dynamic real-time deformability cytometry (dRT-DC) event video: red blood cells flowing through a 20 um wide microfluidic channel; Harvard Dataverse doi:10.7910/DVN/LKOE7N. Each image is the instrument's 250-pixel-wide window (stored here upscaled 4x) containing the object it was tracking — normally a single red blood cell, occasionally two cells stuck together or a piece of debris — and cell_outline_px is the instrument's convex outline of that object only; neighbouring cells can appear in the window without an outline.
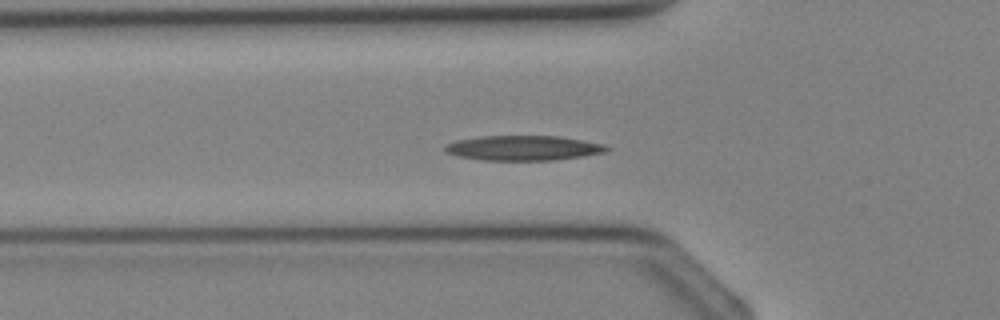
{"species": "Egyptian fruit bat (a non-hibernating species)", "species_latin": "Rousettus aegyptiacus", "temperature_condition": "cold", "stored_images_in_passage": 31, "camera_frame_rate_fps": 3000, "um_per_image_px": 0.085, "animal": {"sex": "female"}, "frame": {"image": 1, "passage_image": 11, "time_ms": 3.333, "image_size_px": [1000, 320], "cell_outline_px": [[612, 148], [608, 152], [556, 160], [484, 160], [460, 156], [444, 152], [444, 148], [448, 144], [456, 140], [480, 136], [560, 136], [608, 144]], "centroid_in_image_um": [44.58, 12.57], "position_along_channel_um": 81.2, "area_um2": 23.64}}
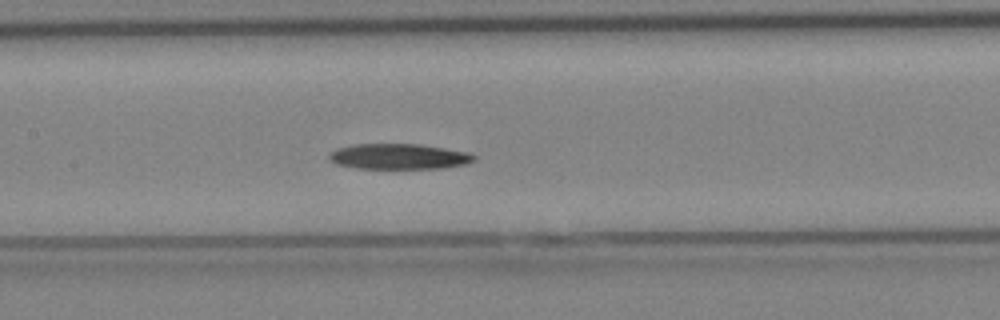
{"frame": {"image": 2, "passage_image": 16, "time_ms": 5.0, "image_size_px": [1000, 320], "cell_outline_px": [[476, 156], [472, 160], [464, 164], [440, 168], [356, 168], [336, 164], [328, 156], [336, 148], [352, 144], [420, 144], [444, 148], [464, 152]], "centroid_in_image_um": [33.84, 13.29], "position_along_channel_um": 173.6, "area_um2": 21.15}}
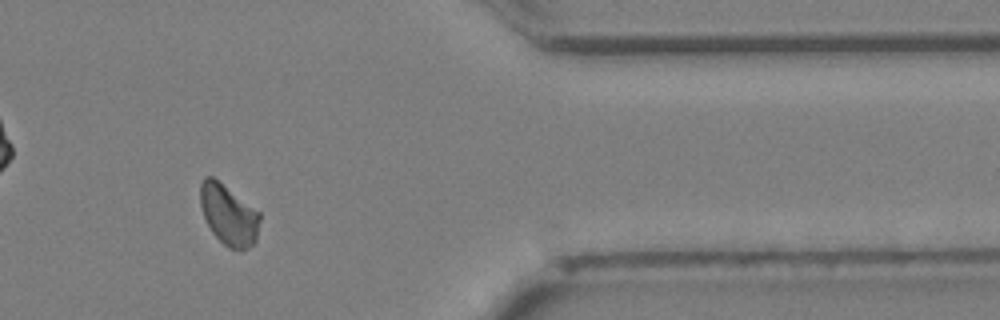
{"frame": {"image": 3, "passage_image": 29, "time_ms": 9.333, "image_size_px": [1000, 320], "cell_outline_px": [[260, 220], [256, 240], [248, 248], [228, 248], [212, 232], [204, 216], [200, 204], [200, 184], [204, 176], [212, 176], [260, 212]], "centroid_in_image_um": [19.42, 18.24], "position_along_channel_um": 392.0, "area_um2": 20.69}}